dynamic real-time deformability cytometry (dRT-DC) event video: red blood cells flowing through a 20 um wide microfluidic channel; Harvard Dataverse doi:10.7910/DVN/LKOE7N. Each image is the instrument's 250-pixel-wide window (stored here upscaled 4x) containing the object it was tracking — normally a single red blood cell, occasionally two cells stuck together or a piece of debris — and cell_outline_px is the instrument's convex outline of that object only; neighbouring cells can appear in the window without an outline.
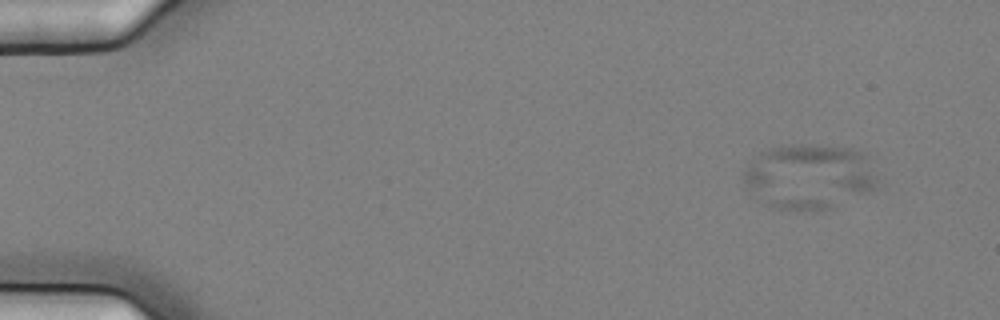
{"species": "common noctule bat (a hibernating species)", "species_latin": "Nyctalus noctula", "temperature_condition": "cold", "stored_images_in_passage": 7, "camera_frame_rate_fps": 3000, "um_per_image_px": 0.085, "animal": {"sex": "female", "body_mass_g": 25.1}, "frame": {"image": 1, "passage_image": 3, "time_ms": 0.667, "image_size_px": [1000, 320], "cell_outline_px": [[876, 188], [868, 192], [832, 208], [812, 212], [776, 208], [748, 192], [744, 184], [744, 172], [760, 152], [772, 148], [792, 144], [816, 144], [852, 148], [868, 156], [876, 180]], "centroid_in_image_um": [68.79, 15.01], "position_along_channel_um": 16.2, "area_um2": 50.81}}